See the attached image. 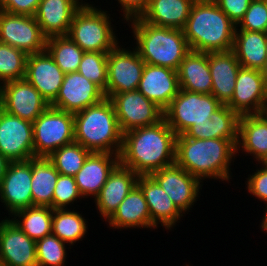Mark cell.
Listing matches in <instances>:
<instances>
[{
	"label": "cell",
	"mask_w": 267,
	"mask_h": 266,
	"mask_svg": "<svg viewBox=\"0 0 267 266\" xmlns=\"http://www.w3.org/2000/svg\"><path fill=\"white\" fill-rule=\"evenodd\" d=\"M79 0H41L35 14L42 33L48 39L67 36L76 11L84 4Z\"/></svg>",
	"instance_id": "obj_21"
},
{
	"label": "cell",
	"mask_w": 267,
	"mask_h": 266,
	"mask_svg": "<svg viewBox=\"0 0 267 266\" xmlns=\"http://www.w3.org/2000/svg\"><path fill=\"white\" fill-rule=\"evenodd\" d=\"M86 225V219L79 212L66 208L53 210L51 234L69 246L84 238L88 229Z\"/></svg>",
	"instance_id": "obj_34"
},
{
	"label": "cell",
	"mask_w": 267,
	"mask_h": 266,
	"mask_svg": "<svg viewBox=\"0 0 267 266\" xmlns=\"http://www.w3.org/2000/svg\"><path fill=\"white\" fill-rule=\"evenodd\" d=\"M232 50L241 67L261 70L267 60V33L235 30Z\"/></svg>",
	"instance_id": "obj_31"
},
{
	"label": "cell",
	"mask_w": 267,
	"mask_h": 266,
	"mask_svg": "<svg viewBox=\"0 0 267 266\" xmlns=\"http://www.w3.org/2000/svg\"><path fill=\"white\" fill-rule=\"evenodd\" d=\"M47 38L35 16L10 14L0 10V42L27 55L46 50Z\"/></svg>",
	"instance_id": "obj_11"
},
{
	"label": "cell",
	"mask_w": 267,
	"mask_h": 266,
	"mask_svg": "<svg viewBox=\"0 0 267 266\" xmlns=\"http://www.w3.org/2000/svg\"><path fill=\"white\" fill-rule=\"evenodd\" d=\"M117 1V0H116ZM151 0H118L122 6L124 20L128 21L141 15L147 10Z\"/></svg>",
	"instance_id": "obj_45"
},
{
	"label": "cell",
	"mask_w": 267,
	"mask_h": 266,
	"mask_svg": "<svg viewBox=\"0 0 267 266\" xmlns=\"http://www.w3.org/2000/svg\"><path fill=\"white\" fill-rule=\"evenodd\" d=\"M82 195L79 192L75 178L73 176L59 174L55 185L52 209H67V205L73 204L75 200L81 199Z\"/></svg>",
	"instance_id": "obj_40"
},
{
	"label": "cell",
	"mask_w": 267,
	"mask_h": 266,
	"mask_svg": "<svg viewBox=\"0 0 267 266\" xmlns=\"http://www.w3.org/2000/svg\"><path fill=\"white\" fill-rule=\"evenodd\" d=\"M109 99L114 106L122 133L134 128L157 124L163 119V110L137 89L113 94Z\"/></svg>",
	"instance_id": "obj_10"
},
{
	"label": "cell",
	"mask_w": 267,
	"mask_h": 266,
	"mask_svg": "<svg viewBox=\"0 0 267 266\" xmlns=\"http://www.w3.org/2000/svg\"><path fill=\"white\" fill-rule=\"evenodd\" d=\"M90 153L80 143L74 141L57 149L48 158L59 174L74 177Z\"/></svg>",
	"instance_id": "obj_36"
},
{
	"label": "cell",
	"mask_w": 267,
	"mask_h": 266,
	"mask_svg": "<svg viewBox=\"0 0 267 266\" xmlns=\"http://www.w3.org/2000/svg\"><path fill=\"white\" fill-rule=\"evenodd\" d=\"M74 141V113L49 106L33 122L35 157H49L57 149Z\"/></svg>",
	"instance_id": "obj_7"
},
{
	"label": "cell",
	"mask_w": 267,
	"mask_h": 266,
	"mask_svg": "<svg viewBox=\"0 0 267 266\" xmlns=\"http://www.w3.org/2000/svg\"><path fill=\"white\" fill-rule=\"evenodd\" d=\"M262 114L267 118V101L265 103V107H264Z\"/></svg>",
	"instance_id": "obj_49"
},
{
	"label": "cell",
	"mask_w": 267,
	"mask_h": 266,
	"mask_svg": "<svg viewBox=\"0 0 267 266\" xmlns=\"http://www.w3.org/2000/svg\"><path fill=\"white\" fill-rule=\"evenodd\" d=\"M2 109L21 119L34 122L50 104L25 78L0 85Z\"/></svg>",
	"instance_id": "obj_13"
},
{
	"label": "cell",
	"mask_w": 267,
	"mask_h": 266,
	"mask_svg": "<svg viewBox=\"0 0 267 266\" xmlns=\"http://www.w3.org/2000/svg\"><path fill=\"white\" fill-rule=\"evenodd\" d=\"M145 62L133 51L117 44L107 56V87L105 97L138 89Z\"/></svg>",
	"instance_id": "obj_9"
},
{
	"label": "cell",
	"mask_w": 267,
	"mask_h": 266,
	"mask_svg": "<svg viewBox=\"0 0 267 266\" xmlns=\"http://www.w3.org/2000/svg\"><path fill=\"white\" fill-rule=\"evenodd\" d=\"M221 105L212 94L180 89L163 111V118L176 135H181L195 123L210 120V115Z\"/></svg>",
	"instance_id": "obj_8"
},
{
	"label": "cell",
	"mask_w": 267,
	"mask_h": 266,
	"mask_svg": "<svg viewBox=\"0 0 267 266\" xmlns=\"http://www.w3.org/2000/svg\"><path fill=\"white\" fill-rule=\"evenodd\" d=\"M105 98L104 91L79 72L65 74L56 99L50 106L71 113L84 110Z\"/></svg>",
	"instance_id": "obj_17"
},
{
	"label": "cell",
	"mask_w": 267,
	"mask_h": 266,
	"mask_svg": "<svg viewBox=\"0 0 267 266\" xmlns=\"http://www.w3.org/2000/svg\"><path fill=\"white\" fill-rule=\"evenodd\" d=\"M177 135L163 118L157 124L123 133L120 164L138 176H150L175 164Z\"/></svg>",
	"instance_id": "obj_1"
},
{
	"label": "cell",
	"mask_w": 267,
	"mask_h": 266,
	"mask_svg": "<svg viewBox=\"0 0 267 266\" xmlns=\"http://www.w3.org/2000/svg\"><path fill=\"white\" fill-rule=\"evenodd\" d=\"M0 266H7V265H6V264H4V263H1V262H0Z\"/></svg>",
	"instance_id": "obj_51"
},
{
	"label": "cell",
	"mask_w": 267,
	"mask_h": 266,
	"mask_svg": "<svg viewBox=\"0 0 267 266\" xmlns=\"http://www.w3.org/2000/svg\"><path fill=\"white\" fill-rule=\"evenodd\" d=\"M196 0H151L141 18L152 25L183 30Z\"/></svg>",
	"instance_id": "obj_30"
},
{
	"label": "cell",
	"mask_w": 267,
	"mask_h": 266,
	"mask_svg": "<svg viewBox=\"0 0 267 266\" xmlns=\"http://www.w3.org/2000/svg\"><path fill=\"white\" fill-rule=\"evenodd\" d=\"M46 50L65 74L77 72L85 53L68 35L48 38Z\"/></svg>",
	"instance_id": "obj_35"
},
{
	"label": "cell",
	"mask_w": 267,
	"mask_h": 266,
	"mask_svg": "<svg viewBox=\"0 0 267 266\" xmlns=\"http://www.w3.org/2000/svg\"><path fill=\"white\" fill-rule=\"evenodd\" d=\"M113 229L152 228L151 215L141 188L136 184L107 220Z\"/></svg>",
	"instance_id": "obj_29"
},
{
	"label": "cell",
	"mask_w": 267,
	"mask_h": 266,
	"mask_svg": "<svg viewBox=\"0 0 267 266\" xmlns=\"http://www.w3.org/2000/svg\"><path fill=\"white\" fill-rule=\"evenodd\" d=\"M137 185L141 188L147 202L152 228H157L161 223V226L171 230L183 213L151 176H138Z\"/></svg>",
	"instance_id": "obj_24"
},
{
	"label": "cell",
	"mask_w": 267,
	"mask_h": 266,
	"mask_svg": "<svg viewBox=\"0 0 267 266\" xmlns=\"http://www.w3.org/2000/svg\"><path fill=\"white\" fill-rule=\"evenodd\" d=\"M0 153L9 161H24L35 157L33 122L1 109Z\"/></svg>",
	"instance_id": "obj_12"
},
{
	"label": "cell",
	"mask_w": 267,
	"mask_h": 266,
	"mask_svg": "<svg viewBox=\"0 0 267 266\" xmlns=\"http://www.w3.org/2000/svg\"><path fill=\"white\" fill-rule=\"evenodd\" d=\"M240 29H238L239 27ZM235 30L267 33V3L265 0H252L243 19Z\"/></svg>",
	"instance_id": "obj_41"
},
{
	"label": "cell",
	"mask_w": 267,
	"mask_h": 266,
	"mask_svg": "<svg viewBox=\"0 0 267 266\" xmlns=\"http://www.w3.org/2000/svg\"><path fill=\"white\" fill-rule=\"evenodd\" d=\"M108 15L84 2L73 17L68 36L84 52L108 53L119 44Z\"/></svg>",
	"instance_id": "obj_6"
},
{
	"label": "cell",
	"mask_w": 267,
	"mask_h": 266,
	"mask_svg": "<svg viewBox=\"0 0 267 266\" xmlns=\"http://www.w3.org/2000/svg\"><path fill=\"white\" fill-rule=\"evenodd\" d=\"M0 262L7 266H37L36 241L9 218L0 221Z\"/></svg>",
	"instance_id": "obj_18"
},
{
	"label": "cell",
	"mask_w": 267,
	"mask_h": 266,
	"mask_svg": "<svg viewBox=\"0 0 267 266\" xmlns=\"http://www.w3.org/2000/svg\"><path fill=\"white\" fill-rule=\"evenodd\" d=\"M107 56L106 52H85L77 70L104 92L107 87Z\"/></svg>",
	"instance_id": "obj_39"
},
{
	"label": "cell",
	"mask_w": 267,
	"mask_h": 266,
	"mask_svg": "<svg viewBox=\"0 0 267 266\" xmlns=\"http://www.w3.org/2000/svg\"><path fill=\"white\" fill-rule=\"evenodd\" d=\"M27 57L25 52L0 42V85L25 78Z\"/></svg>",
	"instance_id": "obj_37"
},
{
	"label": "cell",
	"mask_w": 267,
	"mask_h": 266,
	"mask_svg": "<svg viewBox=\"0 0 267 266\" xmlns=\"http://www.w3.org/2000/svg\"><path fill=\"white\" fill-rule=\"evenodd\" d=\"M168 194L176 207L183 213L187 212L197 201L201 188L198 178L192 176L176 163L157 170L150 175Z\"/></svg>",
	"instance_id": "obj_16"
},
{
	"label": "cell",
	"mask_w": 267,
	"mask_h": 266,
	"mask_svg": "<svg viewBox=\"0 0 267 266\" xmlns=\"http://www.w3.org/2000/svg\"><path fill=\"white\" fill-rule=\"evenodd\" d=\"M237 146L228 139H194L177 135L175 163L200 181L231 179L229 166Z\"/></svg>",
	"instance_id": "obj_2"
},
{
	"label": "cell",
	"mask_w": 267,
	"mask_h": 266,
	"mask_svg": "<svg viewBox=\"0 0 267 266\" xmlns=\"http://www.w3.org/2000/svg\"><path fill=\"white\" fill-rule=\"evenodd\" d=\"M13 216L11 220L15 225L34 241L51 234L53 217L51 207L32 206L17 211Z\"/></svg>",
	"instance_id": "obj_33"
},
{
	"label": "cell",
	"mask_w": 267,
	"mask_h": 266,
	"mask_svg": "<svg viewBox=\"0 0 267 266\" xmlns=\"http://www.w3.org/2000/svg\"><path fill=\"white\" fill-rule=\"evenodd\" d=\"M65 243L53 234L36 241L37 266H64Z\"/></svg>",
	"instance_id": "obj_38"
},
{
	"label": "cell",
	"mask_w": 267,
	"mask_h": 266,
	"mask_svg": "<svg viewBox=\"0 0 267 266\" xmlns=\"http://www.w3.org/2000/svg\"><path fill=\"white\" fill-rule=\"evenodd\" d=\"M119 163V154L91 152L74 176L82 197L95 198Z\"/></svg>",
	"instance_id": "obj_22"
},
{
	"label": "cell",
	"mask_w": 267,
	"mask_h": 266,
	"mask_svg": "<svg viewBox=\"0 0 267 266\" xmlns=\"http://www.w3.org/2000/svg\"><path fill=\"white\" fill-rule=\"evenodd\" d=\"M137 90L164 111L180 90L177 71L145 63Z\"/></svg>",
	"instance_id": "obj_20"
},
{
	"label": "cell",
	"mask_w": 267,
	"mask_h": 266,
	"mask_svg": "<svg viewBox=\"0 0 267 266\" xmlns=\"http://www.w3.org/2000/svg\"><path fill=\"white\" fill-rule=\"evenodd\" d=\"M261 73L263 75L265 87L267 89V60H266V62L264 64V67L261 69Z\"/></svg>",
	"instance_id": "obj_48"
},
{
	"label": "cell",
	"mask_w": 267,
	"mask_h": 266,
	"mask_svg": "<svg viewBox=\"0 0 267 266\" xmlns=\"http://www.w3.org/2000/svg\"><path fill=\"white\" fill-rule=\"evenodd\" d=\"M64 76L65 73L47 50L28 55L25 79L38 90L49 104L56 99Z\"/></svg>",
	"instance_id": "obj_19"
},
{
	"label": "cell",
	"mask_w": 267,
	"mask_h": 266,
	"mask_svg": "<svg viewBox=\"0 0 267 266\" xmlns=\"http://www.w3.org/2000/svg\"><path fill=\"white\" fill-rule=\"evenodd\" d=\"M267 101L261 70L240 67L231 100L226 104L239 116L261 114Z\"/></svg>",
	"instance_id": "obj_15"
},
{
	"label": "cell",
	"mask_w": 267,
	"mask_h": 266,
	"mask_svg": "<svg viewBox=\"0 0 267 266\" xmlns=\"http://www.w3.org/2000/svg\"><path fill=\"white\" fill-rule=\"evenodd\" d=\"M59 172L48 157L32 158V206L51 207Z\"/></svg>",
	"instance_id": "obj_32"
},
{
	"label": "cell",
	"mask_w": 267,
	"mask_h": 266,
	"mask_svg": "<svg viewBox=\"0 0 267 266\" xmlns=\"http://www.w3.org/2000/svg\"><path fill=\"white\" fill-rule=\"evenodd\" d=\"M2 109V98H1V93H0V111Z\"/></svg>",
	"instance_id": "obj_50"
},
{
	"label": "cell",
	"mask_w": 267,
	"mask_h": 266,
	"mask_svg": "<svg viewBox=\"0 0 267 266\" xmlns=\"http://www.w3.org/2000/svg\"><path fill=\"white\" fill-rule=\"evenodd\" d=\"M131 22L135 47L141 59L149 65L177 71L181 61L191 51L181 29L152 25L137 17Z\"/></svg>",
	"instance_id": "obj_4"
},
{
	"label": "cell",
	"mask_w": 267,
	"mask_h": 266,
	"mask_svg": "<svg viewBox=\"0 0 267 266\" xmlns=\"http://www.w3.org/2000/svg\"><path fill=\"white\" fill-rule=\"evenodd\" d=\"M32 158L24 161H10L0 182V201L9 215L32 207Z\"/></svg>",
	"instance_id": "obj_14"
},
{
	"label": "cell",
	"mask_w": 267,
	"mask_h": 266,
	"mask_svg": "<svg viewBox=\"0 0 267 266\" xmlns=\"http://www.w3.org/2000/svg\"><path fill=\"white\" fill-rule=\"evenodd\" d=\"M266 210H265V215H264V217H263V219H262V222H261V226L260 227H262L261 229H262V231L264 230L265 232H267V205H266V208H265Z\"/></svg>",
	"instance_id": "obj_47"
},
{
	"label": "cell",
	"mask_w": 267,
	"mask_h": 266,
	"mask_svg": "<svg viewBox=\"0 0 267 266\" xmlns=\"http://www.w3.org/2000/svg\"><path fill=\"white\" fill-rule=\"evenodd\" d=\"M138 175L120 163L109 174L100 193L94 198L97 210L107 221L137 184Z\"/></svg>",
	"instance_id": "obj_23"
},
{
	"label": "cell",
	"mask_w": 267,
	"mask_h": 266,
	"mask_svg": "<svg viewBox=\"0 0 267 266\" xmlns=\"http://www.w3.org/2000/svg\"><path fill=\"white\" fill-rule=\"evenodd\" d=\"M41 0H0V10L19 15L35 16Z\"/></svg>",
	"instance_id": "obj_44"
},
{
	"label": "cell",
	"mask_w": 267,
	"mask_h": 266,
	"mask_svg": "<svg viewBox=\"0 0 267 266\" xmlns=\"http://www.w3.org/2000/svg\"><path fill=\"white\" fill-rule=\"evenodd\" d=\"M10 161L0 153V182L6 173Z\"/></svg>",
	"instance_id": "obj_46"
},
{
	"label": "cell",
	"mask_w": 267,
	"mask_h": 266,
	"mask_svg": "<svg viewBox=\"0 0 267 266\" xmlns=\"http://www.w3.org/2000/svg\"><path fill=\"white\" fill-rule=\"evenodd\" d=\"M180 89L211 94L212 77L209 69V53L190 51L177 69Z\"/></svg>",
	"instance_id": "obj_27"
},
{
	"label": "cell",
	"mask_w": 267,
	"mask_h": 266,
	"mask_svg": "<svg viewBox=\"0 0 267 266\" xmlns=\"http://www.w3.org/2000/svg\"><path fill=\"white\" fill-rule=\"evenodd\" d=\"M240 116L226 104H222L210 115V120L195 123L184 135L194 139H228L238 143Z\"/></svg>",
	"instance_id": "obj_26"
},
{
	"label": "cell",
	"mask_w": 267,
	"mask_h": 266,
	"mask_svg": "<svg viewBox=\"0 0 267 266\" xmlns=\"http://www.w3.org/2000/svg\"><path fill=\"white\" fill-rule=\"evenodd\" d=\"M240 148L258 163L267 162V118L262 113L240 116L237 153Z\"/></svg>",
	"instance_id": "obj_28"
},
{
	"label": "cell",
	"mask_w": 267,
	"mask_h": 266,
	"mask_svg": "<svg viewBox=\"0 0 267 266\" xmlns=\"http://www.w3.org/2000/svg\"><path fill=\"white\" fill-rule=\"evenodd\" d=\"M216 5L237 26L243 19L252 0H213Z\"/></svg>",
	"instance_id": "obj_43"
},
{
	"label": "cell",
	"mask_w": 267,
	"mask_h": 266,
	"mask_svg": "<svg viewBox=\"0 0 267 266\" xmlns=\"http://www.w3.org/2000/svg\"><path fill=\"white\" fill-rule=\"evenodd\" d=\"M235 29L213 0H196L183 32L190 50L210 53L231 50Z\"/></svg>",
	"instance_id": "obj_3"
},
{
	"label": "cell",
	"mask_w": 267,
	"mask_h": 266,
	"mask_svg": "<svg viewBox=\"0 0 267 266\" xmlns=\"http://www.w3.org/2000/svg\"><path fill=\"white\" fill-rule=\"evenodd\" d=\"M240 67L232 49L209 53V69L212 77L211 94L221 104H227L231 100Z\"/></svg>",
	"instance_id": "obj_25"
},
{
	"label": "cell",
	"mask_w": 267,
	"mask_h": 266,
	"mask_svg": "<svg viewBox=\"0 0 267 266\" xmlns=\"http://www.w3.org/2000/svg\"><path fill=\"white\" fill-rule=\"evenodd\" d=\"M74 135L75 142L90 152L120 154L123 133L111 100L105 97L74 113Z\"/></svg>",
	"instance_id": "obj_5"
},
{
	"label": "cell",
	"mask_w": 267,
	"mask_h": 266,
	"mask_svg": "<svg viewBox=\"0 0 267 266\" xmlns=\"http://www.w3.org/2000/svg\"><path fill=\"white\" fill-rule=\"evenodd\" d=\"M262 165L264 167L257 169L248 177L246 185L250 195L252 194L267 204V163H262Z\"/></svg>",
	"instance_id": "obj_42"
}]
</instances>
